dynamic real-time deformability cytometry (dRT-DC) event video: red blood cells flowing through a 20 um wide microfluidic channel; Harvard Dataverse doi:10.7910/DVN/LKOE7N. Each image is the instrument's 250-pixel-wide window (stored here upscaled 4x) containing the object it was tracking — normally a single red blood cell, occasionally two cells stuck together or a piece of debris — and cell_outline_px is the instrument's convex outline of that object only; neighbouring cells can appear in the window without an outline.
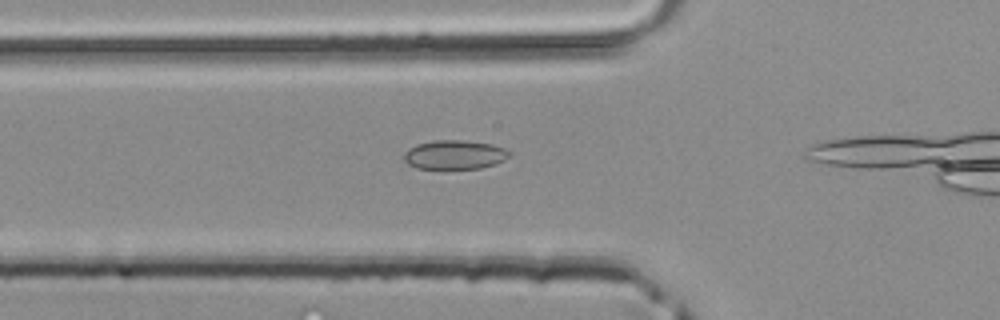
{"species": "common noctule bat (a hibernating species)", "species_latin": "Nyctalus noctula", "temperature_condition": "room temperature", "stored_images_in_passage": 15, "camera_frame_rate_fps": 3000, "um_per_image_px": 0.085, "animal": {"sex": "male", "body_mass_g": 20.4}, "frame": {"image": 1, "passage_image": 11, "time_ms": 3.333, "image_size_px": [1000, 320], "cell_outline_px": [[508, 156], [504, 160], [496, 164], [480, 168], [444, 172], [416, 168], [408, 164], [404, 160], [404, 152], [408, 148], [416, 144], [436, 140], [464, 140], [492, 144], [504, 148], [508, 152]], "centroid_in_image_um": [38.58, 13.2], "position_along_channel_um": 87.2, "area_um2": 18.67}}
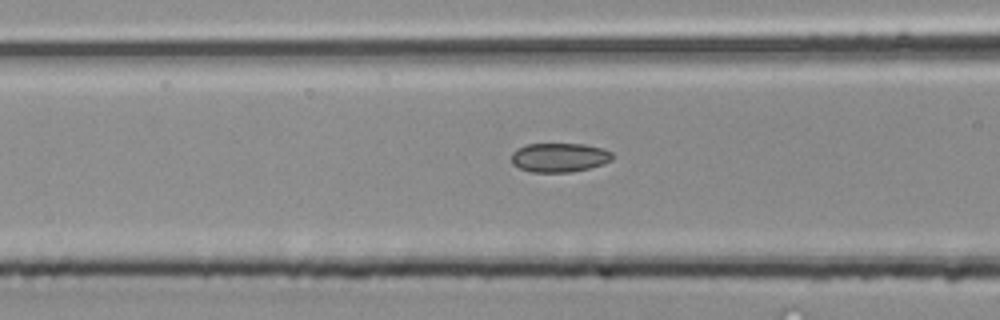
{"frame": {"image": 2, "passage_image": 13, "time_ms": 4.0, "image_size_px": [1000, 320], "cell_outline_px": [[612, 160], [604, 164], [572, 172], [532, 172], [520, 168], [512, 164], [512, 152], [516, 148], [528, 144], [584, 144], [604, 148], [612, 152]], "centroid_in_image_um": [47.55, 13.38], "position_along_channel_um": 119.0, "area_um2": 17.22}}